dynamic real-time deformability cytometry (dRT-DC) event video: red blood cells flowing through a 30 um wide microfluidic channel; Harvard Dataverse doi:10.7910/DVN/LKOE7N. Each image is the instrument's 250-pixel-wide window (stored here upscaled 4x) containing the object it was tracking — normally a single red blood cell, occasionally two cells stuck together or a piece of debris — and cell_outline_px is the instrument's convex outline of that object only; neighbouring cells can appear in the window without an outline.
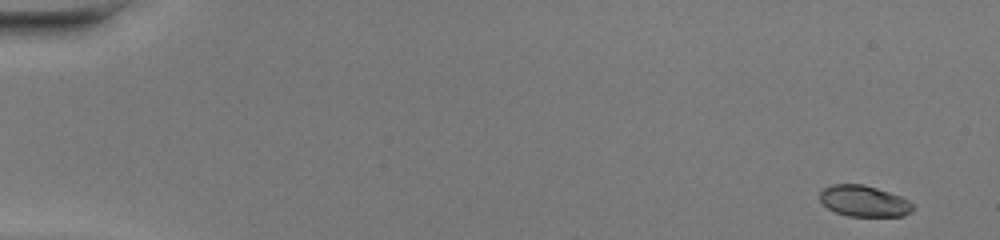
{"species": "common noctule bat (a hibernating species)", "species_latin": "Nyctalus noctula", "temperature_condition": "warm", "stored_images_in_passage": 47, "camera_frame_rate_fps": 3000, "um_per_image_px": 0.085, "animal": {"sex": "female", "body_mass_g": 20.0, "forearm_length_mm": 54.0}, "frame": {"image": 1, "passage_image": 1, "time_ms": 0.0, "image_size_px": [1000, 240], "cell_outline_px": [[916, 208], [912, 212], [904, 216], [848, 216], [836, 212], [828, 208], [820, 200], [820, 192], [824, 188], [832, 184], [864, 184], [900, 196], [908, 200]], "centroid_in_image_um": [73.46, 17.1], "position_along_channel_um": 11.5, "area_um2": 16.88}}
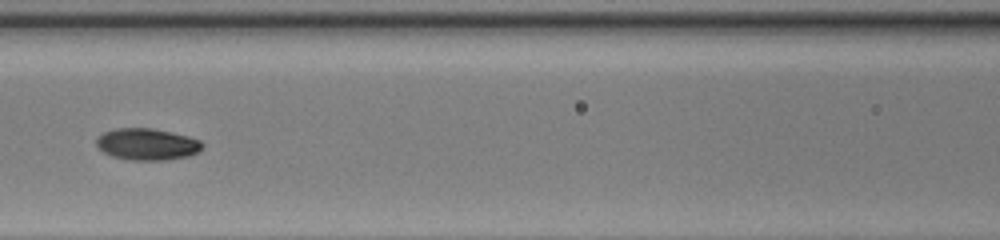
{"frame": {"image": 2, "passage_image": 22, "time_ms": 7.0, "image_size_px": [1000, 240], "cell_outline_px": [[204, 148], [200, 152], [188, 156], [164, 160], [128, 160], [112, 156], [104, 152], [96, 144], [96, 140], [104, 132], [116, 128], [152, 128], [172, 132], [188, 136], [200, 140], [204, 144]], "centroid_in_image_um": [12.55, 12.26], "position_along_channel_um": 154.0, "area_um2": 19.65}}
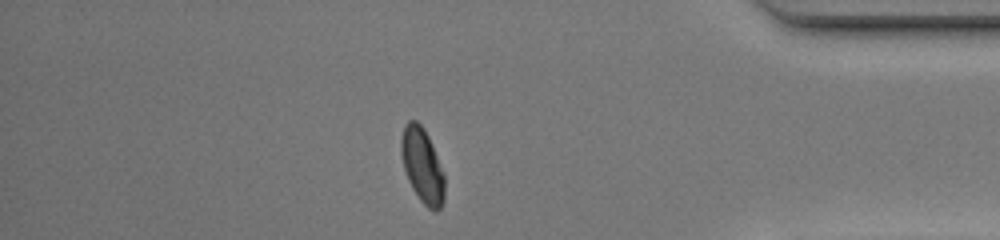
{"frame": {"image": 3, "passage_image": 41, "time_ms": 13.333, "image_size_px": [1000, 240], "cell_outline_px": [[444, 200], [440, 208], [436, 212], [428, 208], [420, 200], [412, 188], [408, 180], [404, 168], [400, 152], [400, 140], [404, 124], [408, 120], [416, 120], [424, 128], [428, 136], [444, 172]], "centroid_in_image_um": [35.88, 14.06], "position_along_channel_um": 399.3, "area_um2": 19.02}, "authors_computed_cell_mechanics": {"area_um2": 18.3804, "velocity_mm_per_s": 4.3264, "shape_relaxation_time_tau1_ms": 2.5005, "shape_relaxation_time_tau2_ms": 1.7582, "deformation_change_tau1": 0.1449, "deformation_change_tau2": 0.0337}}